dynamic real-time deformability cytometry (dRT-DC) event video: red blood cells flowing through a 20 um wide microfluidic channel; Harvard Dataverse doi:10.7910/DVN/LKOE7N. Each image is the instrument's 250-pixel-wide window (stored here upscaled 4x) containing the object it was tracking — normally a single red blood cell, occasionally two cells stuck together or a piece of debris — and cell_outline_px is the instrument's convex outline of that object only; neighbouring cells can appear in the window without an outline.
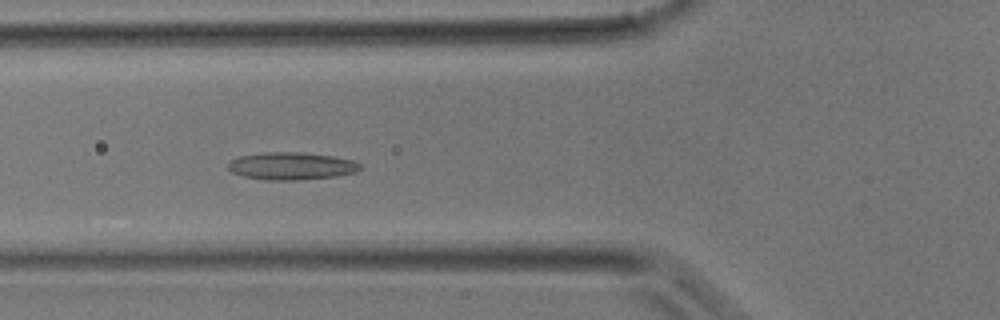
{"species": "common noctule bat (a hibernating species)", "species_latin": "Nyctalus noctula", "temperature_condition": "room temperature", "stored_images_in_passage": 36, "camera_frame_rate_fps": 3000, "um_per_image_px": 0.085, "animal": {"sex": "male", "body_mass_g": 17.9}, "frame": {"image": 1, "passage_image": 12, "time_ms": 3.667, "image_size_px": [1000, 320], "cell_outline_px": [[360, 168], [356, 172], [336, 176], [296, 180], [268, 180], [244, 176], [232, 172], [228, 168], [228, 164], [232, 160], [240, 156], [264, 152], [304, 152], [332, 156], [352, 160], [360, 164]], "centroid_in_image_um": [24.77, 14.1], "position_along_channel_um": 101.0, "area_um2": 20.98}}
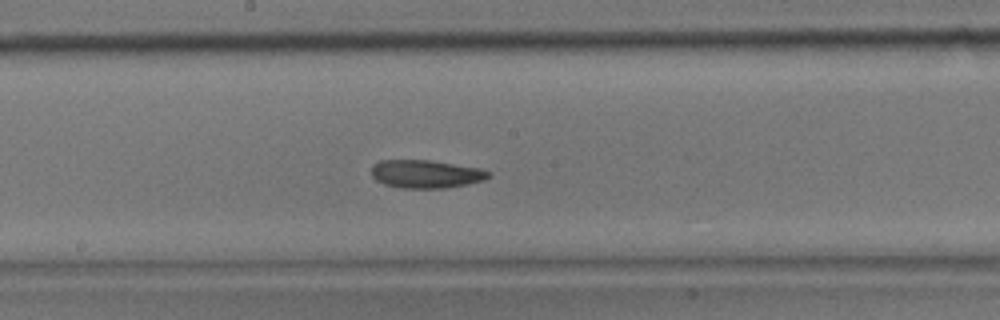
{"frame": {"image": 2, "passage_image": 18, "time_ms": 5.667, "image_size_px": [1000, 320], "cell_outline_px": [[492, 176], [484, 180], [444, 188], [400, 188], [384, 184], [376, 180], [372, 176], [372, 164], [380, 160], [428, 160], [480, 168], [488, 172]], "centroid_in_image_um": [36.16, 14.79], "position_along_channel_um": 212.0, "area_um2": 19.07}}
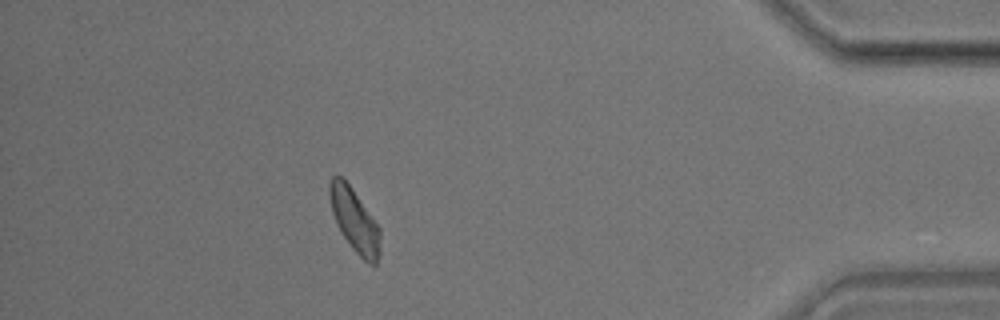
{"frame": {"image": 3, "passage_image": 31, "time_ms": 10.0, "image_size_px": [1000, 320], "cell_outline_px": [[380, 256], [376, 264], [368, 264], [352, 248], [340, 232], [336, 224], [332, 212], [328, 192], [328, 184], [332, 176], [340, 176], [352, 188], [372, 216], [380, 228]], "centroid_in_image_um": [30.13, 18.74], "position_along_channel_um": 405.1, "area_um2": 18.73}}